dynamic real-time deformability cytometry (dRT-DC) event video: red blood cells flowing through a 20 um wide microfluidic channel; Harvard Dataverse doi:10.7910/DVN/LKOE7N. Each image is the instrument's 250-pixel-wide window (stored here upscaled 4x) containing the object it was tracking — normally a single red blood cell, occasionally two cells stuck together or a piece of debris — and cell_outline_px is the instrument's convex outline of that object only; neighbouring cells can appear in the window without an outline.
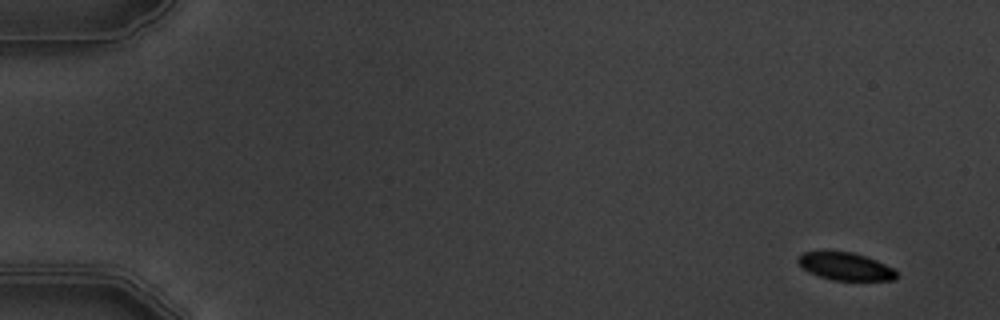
{"species": "common noctule bat (a hibernating species)", "species_latin": "Nyctalus noctula", "temperature_condition": "warm", "stored_images_in_passage": 5, "camera_frame_rate_fps": 3000, "um_per_image_px": 0.085, "animal": {"sex": "male", "body_mass_g": 19.5, "forearm_length_mm": 54.6}, "frame": {"image": 1, "passage_image": 1, "time_ms": 0.0, "image_size_px": [1000, 320], "cell_outline_px": [[900, 276], [896, 280], [832, 280], [808, 272], [796, 260], [804, 252], [852, 252], [876, 260], [892, 268]], "centroid_in_image_um": [71.9, 22.66], "position_along_channel_um": 13.1, "area_um2": 15.61}}